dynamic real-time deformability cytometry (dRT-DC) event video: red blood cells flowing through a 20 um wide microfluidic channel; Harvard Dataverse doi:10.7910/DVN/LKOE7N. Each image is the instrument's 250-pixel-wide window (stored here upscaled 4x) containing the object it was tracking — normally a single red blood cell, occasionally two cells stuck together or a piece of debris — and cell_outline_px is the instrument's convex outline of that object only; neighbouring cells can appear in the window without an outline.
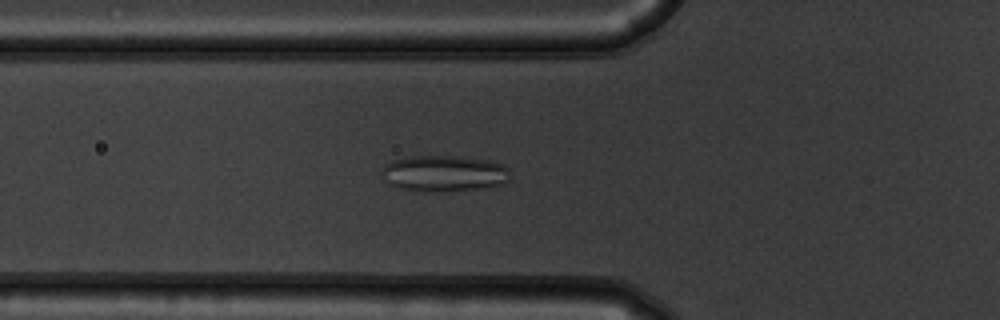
{"species": "common noctule bat (a hibernating species)", "species_latin": "Nyctalus noctula", "temperature_condition": "warm", "stored_images_in_passage": 54, "camera_frame_rate_fps": 3000, "um_per_image_px": 0.085, "animal": {"sex": "male", "body_mass_g": 19.5, "forearm_length_mm": 54.6}, "frame": {"image": 1, "passage_image": 19, "time_ms": 6.0, "image_size_px": [1000, 320], "cell_outline_px": [[508, 180], [504, 184], [488, 188], [440, 192], [424, 192], [400, 188], [388, 184], [384, 180], [380, 172], [380, 168], [384, 164], [392, 160], [412, 156], [460, 156], [488, 160], [500, 164], [508, 168]], "centroid_in_image_um": [37.7, 14.75], "position_along_channel_um": 88.1, "area_um2": 27.57}}
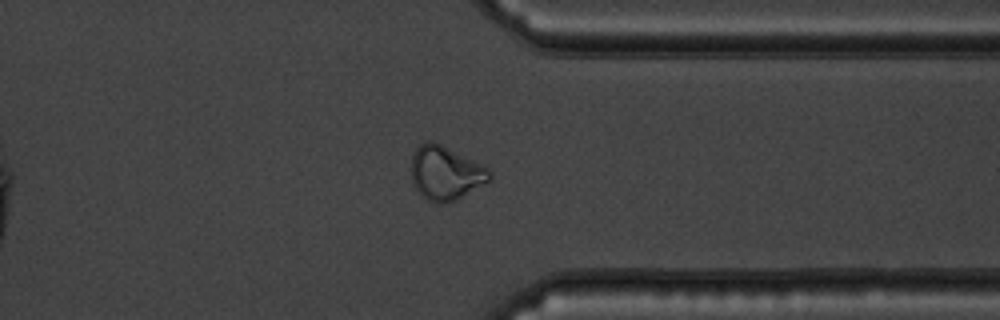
{"frame": {"image": 2, "passage_image": 42, "time_ms": 13.667, "image_size_px": [1000, 320], "cell_outline_px": [[492, 180], [456, 200], [444, 204], [436, 204], [428, 200], [412, 184], [412, 152], [420, 144], [428, 140], [432, 140], [488, 168], [492, 172]], "centroid_in_image_um": [37.88, 14.72], "position_along_channel_um": 373.5, "area_um2": 24.57}}
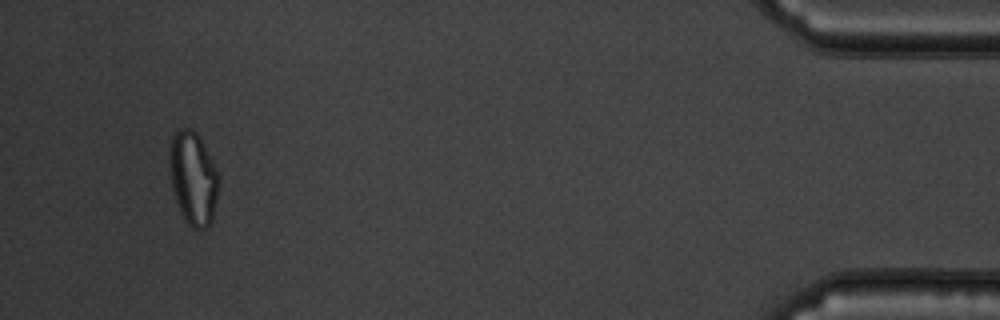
{"frame": {"image": 3, "passage_image": 51, "time_ms": 16.667, "image_size_px": [1000, 320], "cell_outline_px": [[220, 184], [212, 220], [208, 228], [192, 228], [184, 220], [180, 212], [172, 188], [168, 164], [168, 144], [176, 128], [192, 128], [200, 136], [220, 176]], "centroid_in_image_um": [16.4, 15.1], "position_along_channel_um": 418.8, "area_um2": 27.51}, "authors_computed_cell_mechanics": {"area_um2": 25.6343, "velocity_mm_per_s": 3.7522, "shape_relaxation_time_tau1_ms": null, "shape_relaxation_time_tau2_ms": 1.1713, "deformation_change_tau1": null, "deformation_change_tau2": 0.0838}}